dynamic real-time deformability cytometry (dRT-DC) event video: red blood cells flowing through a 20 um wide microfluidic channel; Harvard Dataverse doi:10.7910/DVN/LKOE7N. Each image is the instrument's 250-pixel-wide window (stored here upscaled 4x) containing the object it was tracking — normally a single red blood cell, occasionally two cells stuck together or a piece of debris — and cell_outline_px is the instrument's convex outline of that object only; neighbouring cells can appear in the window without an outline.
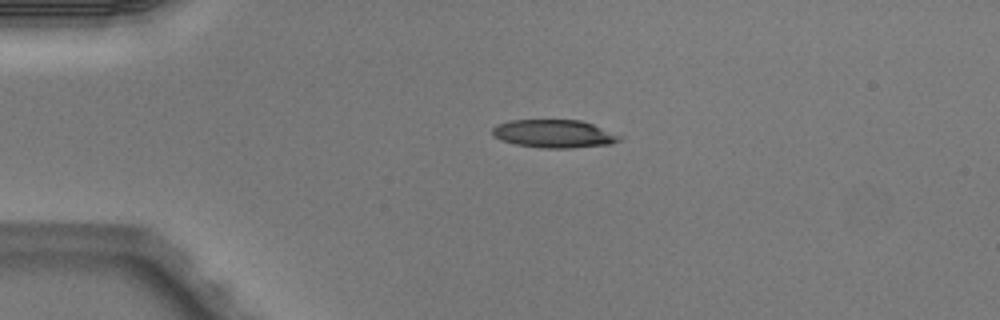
{"species": "Egyptian fruit bat (a non-hibernating species)", "species_latin": "Rousettus aegyptiacus", "temperature_condition": "warm", "stored_images_in_passage": 2, "camera_frame_rate_fps": 3000, "um_per_image_px": 0.085, "animal": {"sex": "male"}, "frame": {"image": 1, "passage_image": 1, "time_ms": 0.0, "image_size_px": [1000, 320], "cell_outline_px": [[624, 136], [620, 140], [612, 144], [572, 148], [540, 148], [516, 144], [500, 140], [492, 136], [492, 128], [496, 124], [512, 120], [580, 120], [592, 124]], "centroid_in_image_um": [47.09, 11.37], "position_along_channel_um": 37.9, "area_um2": 20.98}}